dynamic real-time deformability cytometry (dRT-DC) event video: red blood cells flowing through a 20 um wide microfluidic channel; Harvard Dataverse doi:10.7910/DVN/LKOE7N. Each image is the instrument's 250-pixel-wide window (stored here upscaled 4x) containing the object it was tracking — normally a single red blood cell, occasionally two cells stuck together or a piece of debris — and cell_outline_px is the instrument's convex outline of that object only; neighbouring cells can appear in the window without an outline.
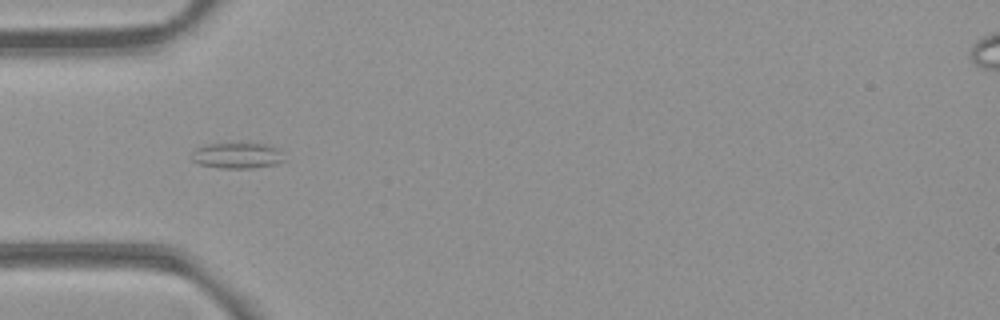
{"species": "common noctule bat (a hibernating species)", "species_latin": "Nyctalus noctula", "temperature_condition": "room temperature", "stored_images_in_passage": 37, "camera_frame_rate_fps": 3000, "um_per_image_px": 0.085, "animal": {"sex": "female", "body_mass_g": 21.9}, "frame": {"image": 1, "passage_image": 1, "time_ms": 0.0, "image_size_px": [1000, 320], "cell_outline_px": [[288, 160], [276, 164], [252, 168], [220, 168], [200, 164], [192, 160], [192, 152], [196, 148], [204, 144], [264, 144], [276, 148]], "centroid_in_image_um": [20.17, 13.23], "position_along_channel_um": 64.8, "area_um2": 13.81}}
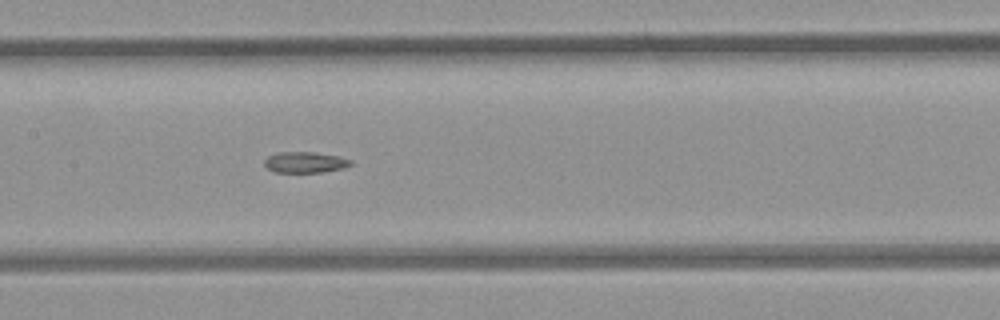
{"frame": {"image": 2, "passage_image": 10, "time_ms": 3.0, "image_size_px": [1000, 320], "cell_outline_px": [[352, 164], [344, 168], [324, 172], [272, 172], [264, 164], [264, 160], [268, 156], [276, 152], [312, 152], [340, 156], [352, 160]], "centroid_in_image_um": [25.94, 13.79], "position_along_channel_um": 181.5, "area_um2": 10.64}}
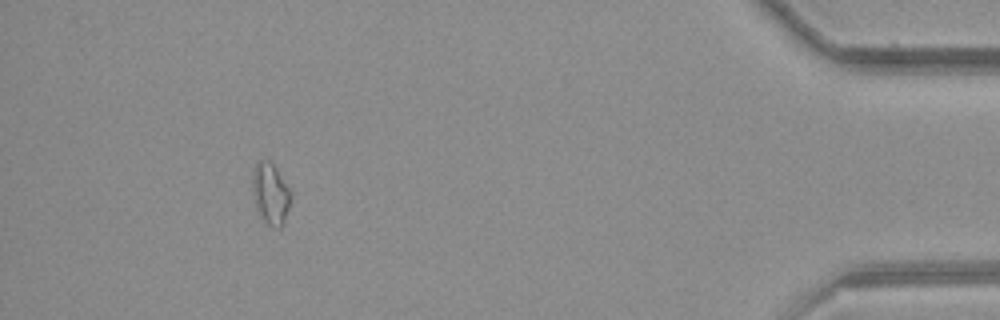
{"frame": {"image": 3, "passage_image": 33, "time_ms": 10.667, "image_size_px": [1000, 320], "cell_outline_px": [[292, 196], [284, 220], [280, 228], [272, 228], [260, 220], [252, 192], [252, 172], [256, 160], [268, 160], [276, 168], [292, 192]], "centroid_in_image_um": [22.97, 16.47], "position_along_channel_um": 412.2, "area_um2": 14.05}, "authors_computed_cell_mechanics": {"area_um2": 11.3866, "velocity_mm_per_s": 3.8838, "shape_relaxation_time_tau1_ms": null, "shape_relaxation_time_tau2_ms": 7.97, "deformation_change_tau1": null, "deformation_change_tau2": 0.1471}}